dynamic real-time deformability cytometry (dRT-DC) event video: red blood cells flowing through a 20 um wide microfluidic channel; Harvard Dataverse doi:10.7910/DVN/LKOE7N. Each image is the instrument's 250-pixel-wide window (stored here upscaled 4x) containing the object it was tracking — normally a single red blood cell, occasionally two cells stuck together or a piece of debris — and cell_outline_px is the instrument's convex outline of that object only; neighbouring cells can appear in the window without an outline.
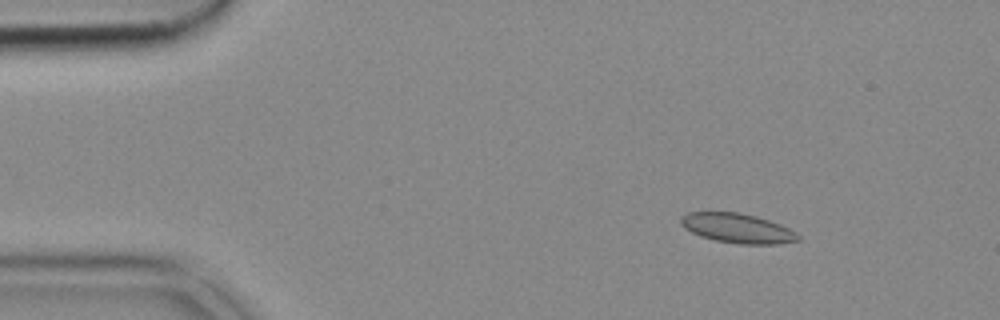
{"species": "common noctule bat (a hibernating species)", "species_latin": "Nyctalus noctula", "temperature_condition": "cold", "stored_images_in_passage": 47, "camera_frame_rate_fps": 3000, "um_per_image_px": 0.085, "animal": {"sex": "female", "body_mass_g": 18.4}, "frame": {"image": 1, "passage_image": 1, "time_ms": 0.0, "image_size_px": [1000, 320], "cell_outline_px": [[800, 240], [780, 244], [740, 244], [716, 240], [700, 236], [684, 228], [680, 224], [680, 216], [688, 212], [740, 212], [756, 216], [780, 224], [796, 232], [800, 236]], "centroid_in_image_um": [62.68, 19.39], "position_along_channel_um": 22.3, "area_um2": 20.29}}
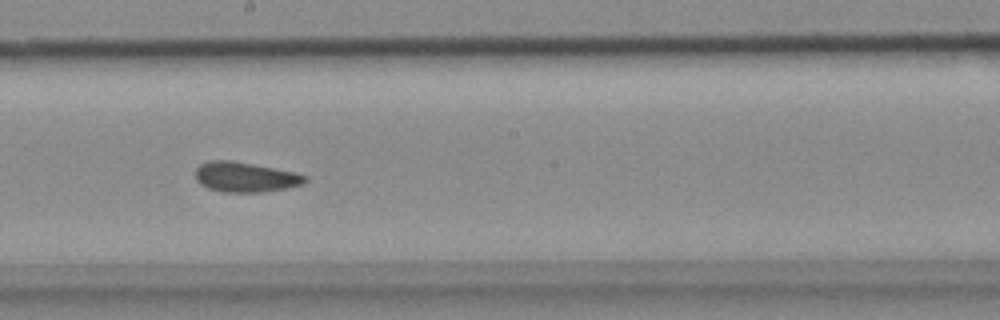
{"frame": {"image": 2, "passage_image": 23, "time_ms": 7.333, "image_size_px": [1000, 320], "cell_outline_px": [[308, 180], [304, 184], [264, 192], [224, 192], [208, 188], [200, 184], [196, 180], [196, 168], [200, 164], [212, 160], [228, 160], [252, 164], [296, 172], [308, 176]], "centroid_in_image_um": [20.87, 15.05], "position_along_channel_um": 227.3, "area_um2": 19.13}}
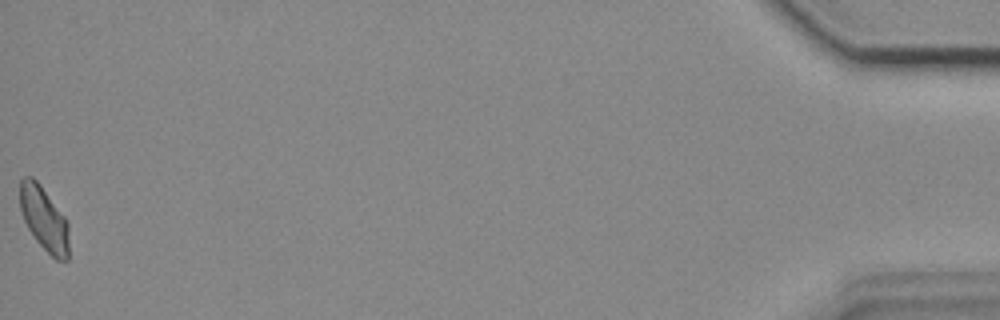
{"frame": {"image": 3, "passage_image": 47, "time_ms": 15.333, "image_size_px": [1000, 320], "cell_outline_px": [[68, 260], [56, 260], [36, 240], [28, 228], [24, 220], [20, 208], [20, 180], [24, 176], [32, 176], [40, 184], [64, 216], [68, 224]], "centroid_in_image_um": [3.74, 18.58], "position_along_channel_um": 431.5, "area_um2": 18.09}}